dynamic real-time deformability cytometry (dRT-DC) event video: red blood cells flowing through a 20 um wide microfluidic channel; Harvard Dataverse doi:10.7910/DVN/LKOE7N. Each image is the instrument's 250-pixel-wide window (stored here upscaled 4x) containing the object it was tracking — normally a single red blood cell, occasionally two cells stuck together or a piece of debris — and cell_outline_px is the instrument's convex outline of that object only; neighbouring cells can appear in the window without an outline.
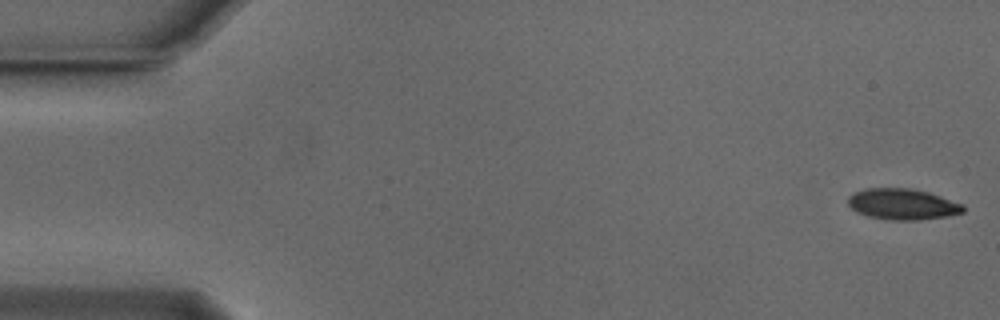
{"species": "Egyptian fruit bat (a non-hibernating species)", "species_latin": "Rousettus aegyptiacus", "temperature_condition": "cold", "stored_images_in_passage": 54, "camera_frame_rate_fps": 3000, "um_per_image_px": 0.085, "animal": {"sex": "male"}, "frame": {"image": 1, "passage_image": 1, "time_ms": 0.0, "image_size_px": [1000, 320], "cell_outline_px": [[964, 212], [948, 216], [916, 220], [888, 220], [868, 216], [856, 212], [848, 204], [848, 196], [864, 188], [912, 188], [928, 192], [964, 204]], "centroid_in_image_um": [76.71, 17.35], "position_along_channel_um": 8.3, "area_um2": 20.87}}
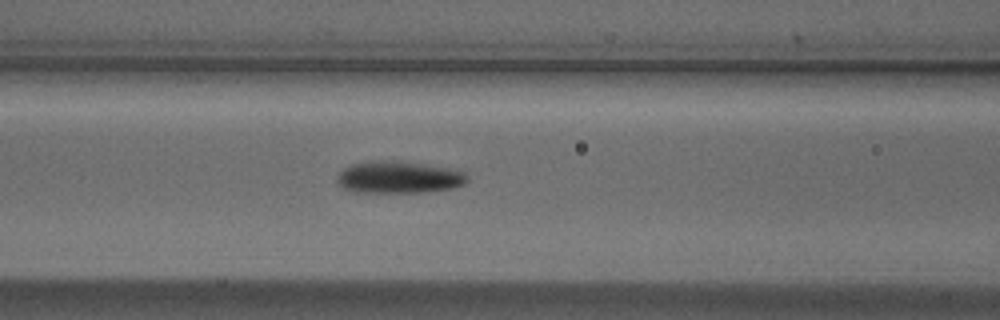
{"frame": {"image": 2, "passage_image": 22, "time_ms": 7.0, "image_size_px": [1000, 320], "cell_outline_px": [[468, 180], [464, 184], [452, 188], [428, 192], [356, 192], [344, 188], [336, 180], [336, 176], [344, 168], [352, 164], [372, 160], [396, 160], [460, 168], [468, 176]], "centroid_in_image_um": [33.96, 15.04], "position_along_channel_um": 132.6, "area_um2": 24.85}}
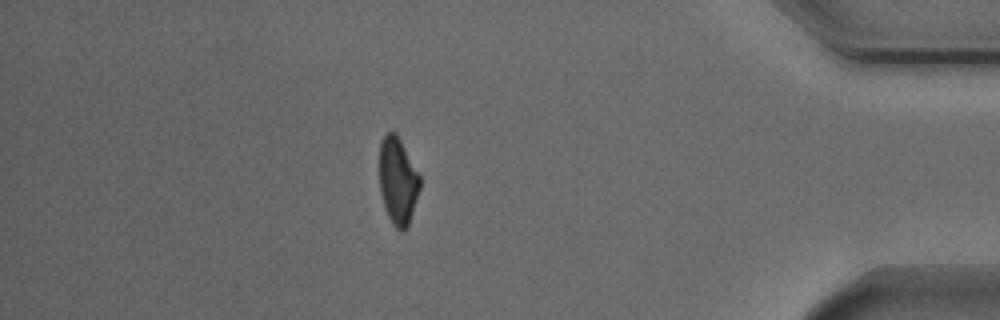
{"frame": {"image": 3, "passage_image": 47, "time_ms": 15.333, "image_size_px": [1000, 320], "cell_outline_px": [[420, 188], [408, 224], [404, 232], [400, 232], [392, 224], [384, 208], [380, 192], [380, 140], [388, 132], [396, 132], [420, 176]], "centroid_in_image_um": [33.8, 15.39], "position_along_channel_um": 401.4, "area_um2": 20.4}, "authors_computed_cell_mechanics": {"area_um2": 21.964, "velocity_mm_per_s": 3.7555, "shape_relaxation_time_tau1_ms": 2.6409, "shape_relaxation_time_tau2_ms": 5.3835, "deformation_change_tau1": 0.1289, "deformation_change_tau2": 0.1094}}